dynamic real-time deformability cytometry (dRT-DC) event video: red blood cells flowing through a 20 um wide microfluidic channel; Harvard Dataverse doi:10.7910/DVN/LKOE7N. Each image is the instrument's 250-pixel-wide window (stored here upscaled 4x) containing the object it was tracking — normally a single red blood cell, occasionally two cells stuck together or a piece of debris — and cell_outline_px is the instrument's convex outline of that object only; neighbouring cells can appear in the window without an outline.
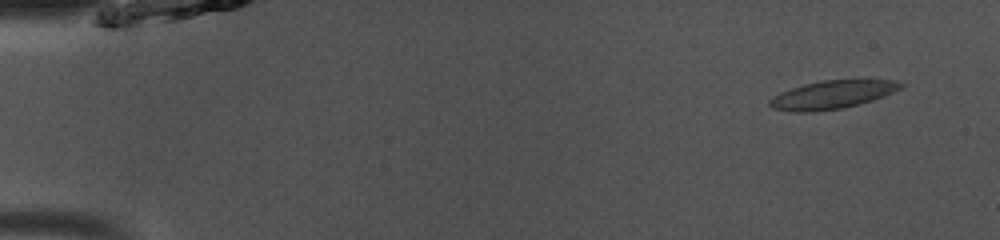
{"species": "common noctule bat (a hibernating species)", "species_latin": "Nyctalus noctula", "temperature_condition": "room temperature", "stored_images_in_passage": 50, "camera_frame_rate_fps": 3000, "um_per_image_px": 0.085, "animal": {"sex": "male", "body_mass_g": 13.0, "forearm_length_mm": 53.1}, "frame": {"image": 1, "passage_image": 4, "time_ms": 1.0, "image_size_px": [1000, 240], "cell_outline_px": [[904, 84], [900, 88], [892, 92], [872, 100], [840, 108], [812, 112], [796, 112], [772, 108], [768, 104], [768, 100], [780, 92], [804, 84], [824, 80], [900, 80]], "centroid_in_image_um": [70.7, 8.04], "position_along_channel_um": 14.3, "area_um2": 21.21}}
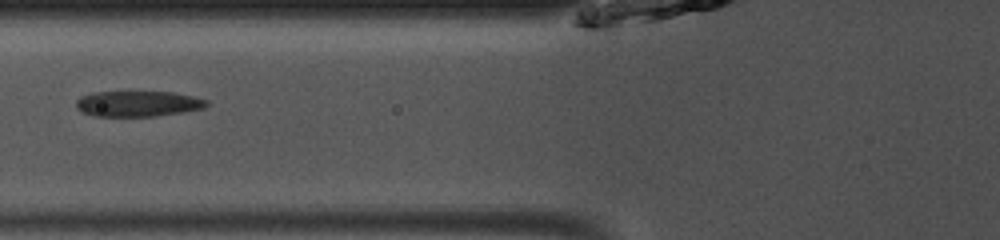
{"frame": {"image": 2, "passage_image": 20, "time_ms": 6.333, "image_size_px": [1000, 240], "cell_outline_px": [[208, 104], [204, 108], [156, 116], [96, 116], [84, 112], [76, 108], [76, 100], [80, 96], [92, 92], [172, 92], [192, 96], [208, 100]], "centroid_in_image_um": [11.7, 8.81], "position_along_channel_um": 114.1, "area_um2": 19.36}}
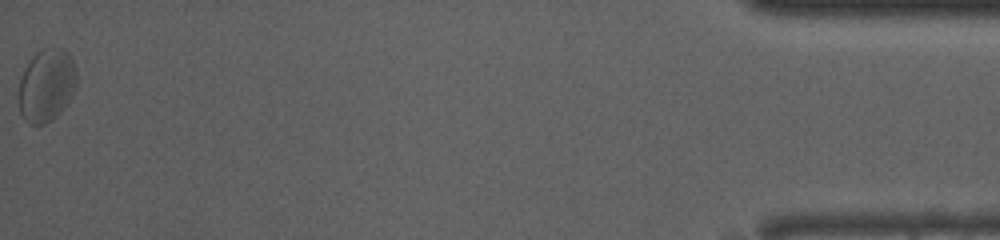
{"frame": {"image": 3, "passage_image": 50, "time_ms": 16.333, "image_size_px": [1000, 240], "cell_outline_px": [[76, 84], [68, 100], [60, 112], [56, 116], [44, 124], [28, 124], [24, 120], [20, 112], [20, 76], [24, 68], [32, 56], [40, 48], [64, 48], [68, 52], [76, 68]], "centroid_in_image_um": [3.94, 7.22], "position_along_channel_um": 431.3, "area_um2": 24.45}, "authors_computed_cell_mechanics": {"area_um2": 21.0681, "velocity_mm_per_s": 4.0572, "shape_relaxation_time_tau1_ms": 3.1861, "shape_relaxation_time_tau2_ms": 2.1881, "deformation_change_tau1": 0.116, "deformation_change_tau2": 0.1015}}